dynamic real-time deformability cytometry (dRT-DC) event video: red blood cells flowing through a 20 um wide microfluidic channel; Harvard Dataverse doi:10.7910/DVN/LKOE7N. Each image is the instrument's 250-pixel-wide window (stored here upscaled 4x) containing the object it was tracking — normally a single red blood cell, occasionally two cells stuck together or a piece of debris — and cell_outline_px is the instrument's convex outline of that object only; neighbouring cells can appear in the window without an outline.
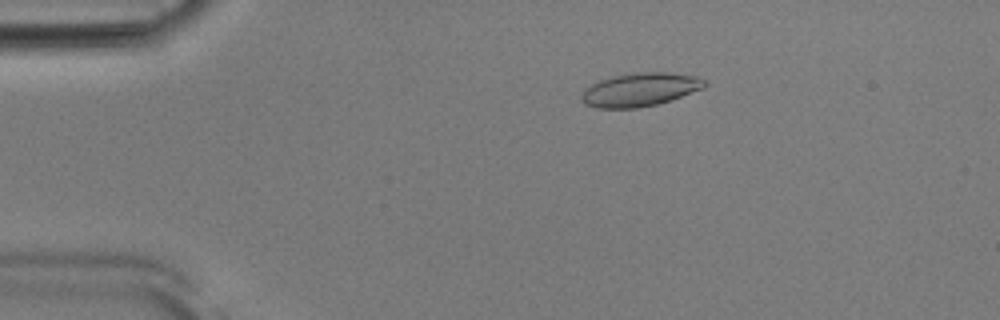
{"species": "Egyptian fruit bat (a non-hibernating species)", "species_latin": "Rousettus aegyptiacus", "temperature_condition": "room temperature", "stored_images_in_passage": 53, "camera_frame_rate_fps": 3000, "um_per_image_px": 0.085, "animal": {"sex": "male"}, "frame": {"image": 1, "passage_image": 10, "time_ms": 3.0, "image_size_px": [1000, 320], "cell_outline_px": [[708, 84], [704, 88], [656, 104], [636, 108], [596, 108], [584, 104], [580, 100], [580, 96], [584, 88], [600, 80], [612, 76], [636, 72], [668, 72], [696, 76], [704, 80]], "centroid_in_image_um": [54.35, 7.61], "position_along_channel_um": 30.6, "area_um2": 23.99}}
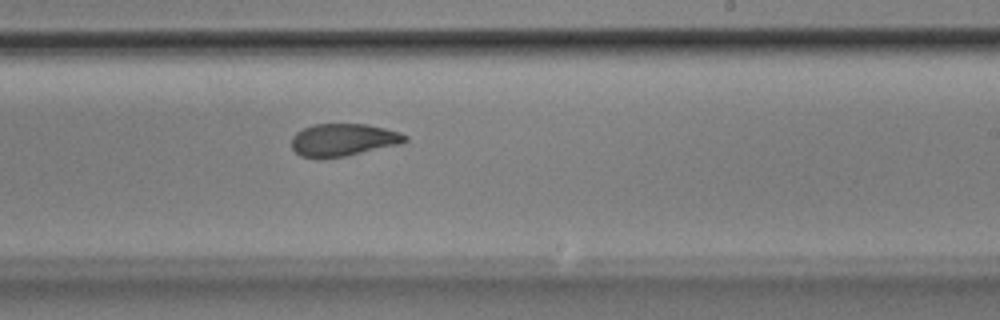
{"frame": {"image": 2, "passage_image": 32, "time_ms": 10.333, "image_size_px": [1000, 320], "cell_outline_px": [[408, 140], [404, 144], [344, 156], [320, 160], [300, 156], [292, 148], [292, 136], [296, 132], [312, 124], [368, 124], [400, 132], [408, 136]], "centroid_in_image_um": [29.19, 11.9], "position_along_channel_um": 259.8, "area_um2": 21.96}}
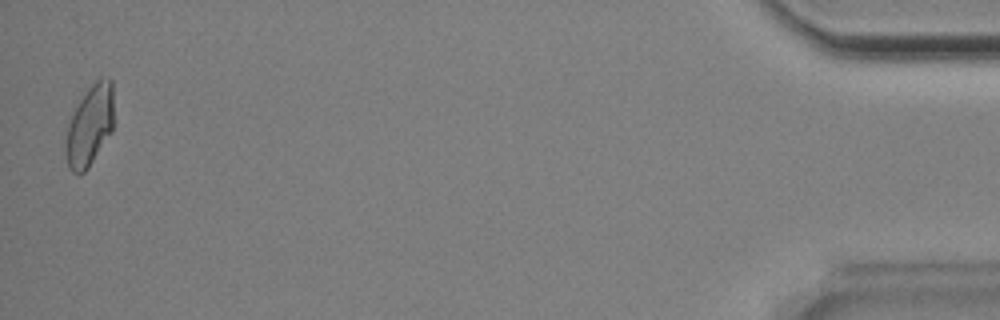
{"frame": {"image": 3, "passage_image": 52, "time_ms": 17.0, "image_size_px": [1000, 320], "cell_outline_px": [[112, 132], [88, 168], [84, 172], [72, 172], [68, 168], [64, 152], [64, 144], [68, 124], [84, 92], [96, 80], [108, 76], [112, 80]], "centroid_in_image_um": [7.6, 10.69], "position_along_channel_um": 427.6, "area_um2": 22.54}, "authors_computed_cell_mechanics": {"area_um2": 22.6576, "velocity_mm_per_s": 3.8612, "shape_relaxation_time_tau1_ms": 4.7365, "shape_relaxation_time_tau2_ms": 1.8331, "deformation_change_tau1": 0.144, "deformation_change_tau2": 0.0797}}